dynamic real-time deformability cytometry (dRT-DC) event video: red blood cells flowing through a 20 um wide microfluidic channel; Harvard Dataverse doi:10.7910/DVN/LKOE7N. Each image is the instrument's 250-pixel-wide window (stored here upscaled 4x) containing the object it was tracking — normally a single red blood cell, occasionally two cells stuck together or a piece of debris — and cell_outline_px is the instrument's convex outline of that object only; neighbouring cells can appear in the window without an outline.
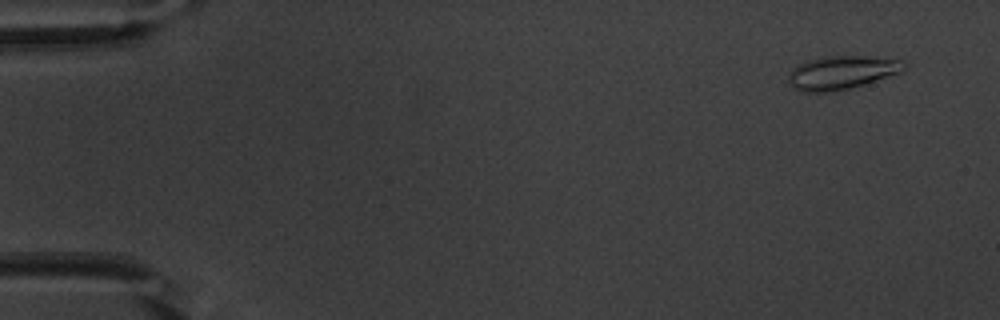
{"species": "common noctule bat (a hibernating species)", "species_latin": "Nyctalus noctula", "temperature_condition": "warm", "stored_images_in_passage": 51, "camera_frame_rate_fps": 3000, "um_per_image_px": 0.085, "animal": {"sex": "male", "body_mass_g": 20.1, "forearm_length_mm": 53.5}, "frame": {"image": 1, "passage_image": 2, "time_ms": 0.333, "image_size_px": [1000, 320], "cell_outline_px": [[908, 64], [900, 72], [848, 88], [828, 92], [804, 92], [792, 88], [788, 80], [788, 76], [792, 68], [796, 64], [808, 60], [828, 56], [864, 56], [900, 60]], "centroid_in_image_um": [71.46, 6.16], "position_along_channel_um": 13.5, "area_um2": 22.2}}
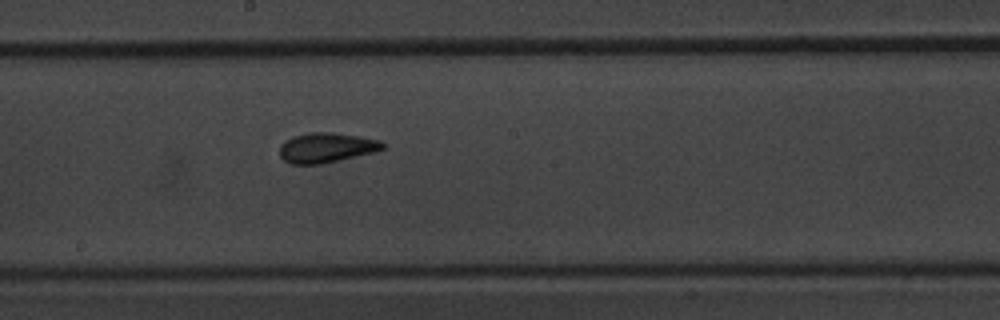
{"frame": {"image": 2, "passage_image": 28, "time_ms": 9.0, "image_size_px": [1000, 320], "cell_outline_px": [[384, 148], [376, 152], [340, 160], [320, 164], [292, 164], [284, 160], [280, 156], [280, 144], [292, 136], [308, 132], [332, 132], [360, 136], [380, 140], [384, 144]], "centroid_in_image_um": [27.74, 12.54], "position_along_channel_um": 220.5, "area_um2": 18.09}}
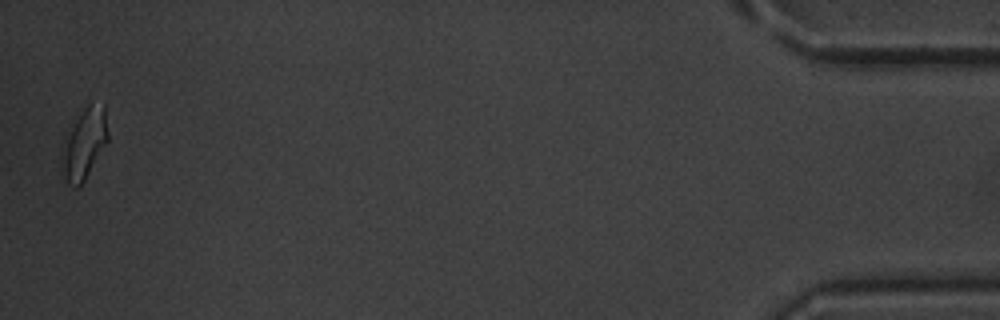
{"frame": {"image": 3, "passage_image": 51, "time_ms": 16.667, "image_size_px": [1000, 320], "cell_outline_px": [[108, 140], [84, 180], [76, 188], [68, 184], [64, 172], [64, 136], [84, 108], [92, 100], [104, 104], [108, 132]], "centroid_in_image_um": [7.21, 12.12], "position_along_channel_um": 428.0, "area_um2": 18.38}, "authors_computed_cell_mechanics": {"area_um2": 17.8602, "velocity_mm_per_s": 3.8346, "shape_relaxation_time_tau1_ms": 5.2177, "shape_relaxation_time_tau2_ms": 1.9191, "deformation_change_tau1": 0.1387, "deformation_change_tau2": 0.0843}}